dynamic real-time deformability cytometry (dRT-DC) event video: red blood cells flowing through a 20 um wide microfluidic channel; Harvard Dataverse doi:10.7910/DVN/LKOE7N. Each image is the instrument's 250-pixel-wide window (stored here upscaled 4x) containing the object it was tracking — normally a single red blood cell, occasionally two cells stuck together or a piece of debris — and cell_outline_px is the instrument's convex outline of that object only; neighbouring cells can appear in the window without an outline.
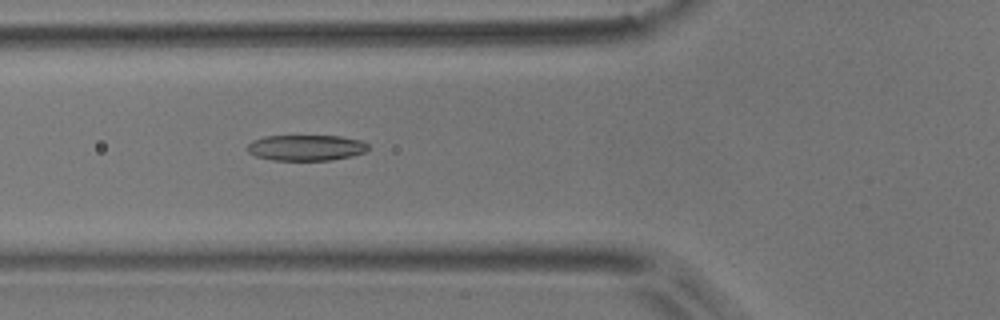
{"species": "common noctule bat (a hibernating species)", "species_latin": "Nyctalus noctula", "temperature_condition": "room temperature", "stored_images_in_passage": 5, "camera_frame_rate_fps": 3000, "um_per_image_px": 0.085, "animal": {"sex": "male", "body_mass_g": 17.9}, "frame": {"image": 1, "passage_image": 5, "time_ms": 1.333, "image_size_px": [1000, 320], "cell_outline_px": [[368, 148], [364, 152], [352, 156], [332, 160], [272, 160], [256, 156], [248, 152], [248, 144], [252, 140], [264, 136], [340, 136], [364, 140], [368, 144]], "centroid_in_image_um": [26.03, 12.55], "position_along_channel_um": 99.8, "area_um2": 18.26}}